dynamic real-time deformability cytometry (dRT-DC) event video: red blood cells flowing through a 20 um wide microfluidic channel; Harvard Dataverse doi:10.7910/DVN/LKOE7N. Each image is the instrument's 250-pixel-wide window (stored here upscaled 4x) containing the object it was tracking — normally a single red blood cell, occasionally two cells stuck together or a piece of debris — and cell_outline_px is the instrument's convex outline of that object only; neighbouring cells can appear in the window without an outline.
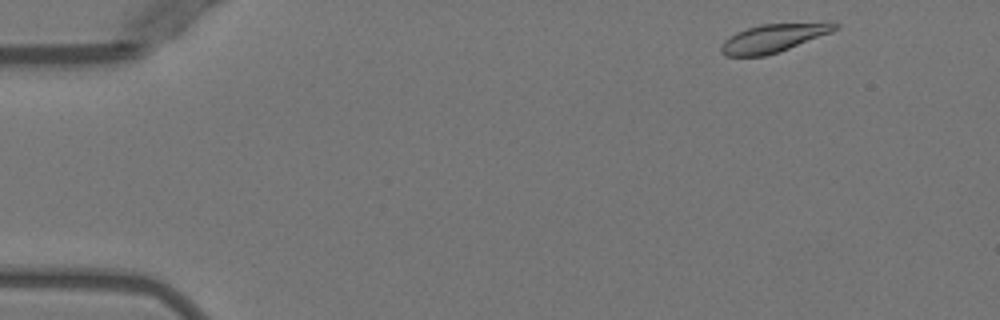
{"species": "Egyptian fruit bat (a non-hibernating species)", "species_latin": "Rousettus aegyptiacus", "temperature_condition": "warm", "stored_images_in_passage": 48, "camera_frame_rate_fps": 3000, "um_per_image_px": 0.085, "animal": {"sex": "female"}, "frame": {"image": 1, "passage_image": 2, "time_ms": 0.333, "image_size_px": [1000, 320], "cell_outline_px": [[840, 28], [832, 32], [788, 48], [764, 56], [724, 56], [720, 52], [720, 44], [724, 40], [736, 32], [760, 24], [840, 24]], "centroid_in_image_um": [65.62, 3.27], "position_along_channel_um": 19.4, "area_um2": 18.15}}
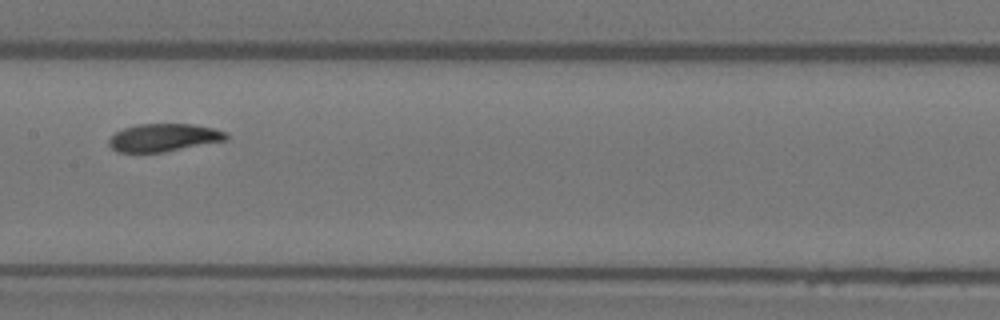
{"frame": {"image": 2, "passage_image": 23, "time_ms": 7.333, "image_size_px": [1000, 320], "cell_outline_px": [[228, 140], [164, 152], [116, 152], [108, 144], [108, 140], [116, 132], [124, 128], [136, 124], [196, 124], [228, 132]], "centroid_in_image_um": [13.94, 11.69], "position_along_channel_um": 193.5, "area_um2": 19.13}}
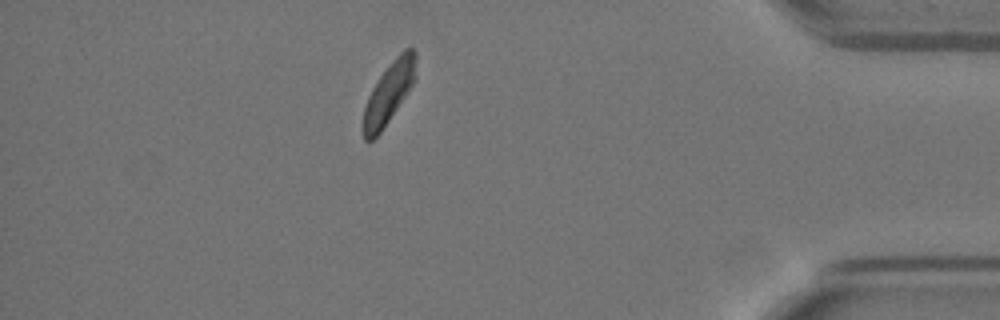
{"frame": {"image": 3, "passage_image": 42, "time_ms": 13.667, "image_size_px": [1000, 320], "cell_outline_px": [[416, 80], [408, 92], [380, 132], [372, 140], [364, 140], [360, 128], [360, 124], [364, 108], [368, 96], [372, 88], [380, 76], [392, 60], [404, 48], [412, 48], [416, 52]], "centroid_in_image_um": [33.03, 7.91], "position_along_channel_um": 402.2, "area_um2": 18.96}, "authors_computed_cell_mechanics": {"area_um2": 19.5364, "velocity_mm_per_s": 3.9337, "shape_relaxation_time_tau1_ms": 3.1379, "shape_relaxation_time_tau2_ms": null, "deformation_change_tau1": 0.1329, "deformation_change_tau2": null}}